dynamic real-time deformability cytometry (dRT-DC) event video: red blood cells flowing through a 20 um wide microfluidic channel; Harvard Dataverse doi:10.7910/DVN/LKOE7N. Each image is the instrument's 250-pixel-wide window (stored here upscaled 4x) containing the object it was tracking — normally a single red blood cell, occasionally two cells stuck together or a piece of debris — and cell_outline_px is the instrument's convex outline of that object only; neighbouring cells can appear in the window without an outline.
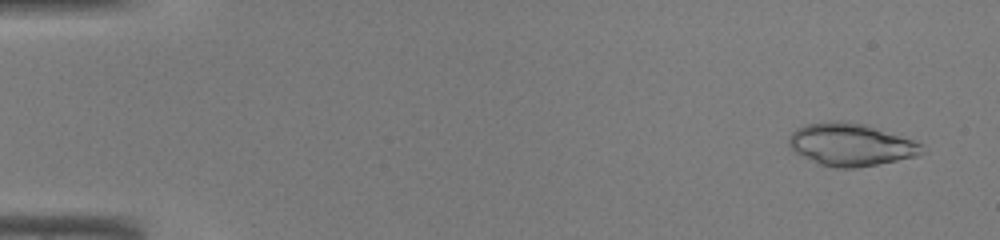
{"species": "common noctule bat (a hibernating species)", "species_latin": "Nyctalus noctula", "temperature_condition": "warm", "stored_images_in_passage": 46, "camera_frame_rate_fps": 3000, "um_per_image_px": 0.085, "animal": {"sex": "male", "body_mass_g": 19.0, "forearm_length_mm": 50.8}, "frame": {"image": 1, "passage_image": 3, "time_ms": 0.667, "image_size_px": [1000, 240], "cell_outline_px": [[924, 152], [916, 156], [856, 168], [836, 168], [820, 164], [796, 152], [788, 144], [788, 136], [796, 128], [808, 124], [836, 120], [864, 124], [924, 144]], "centroid_in_image_um": [72.31, 12.29], "position_along_channel_um": 12.7, "area_um2": 32.54}}
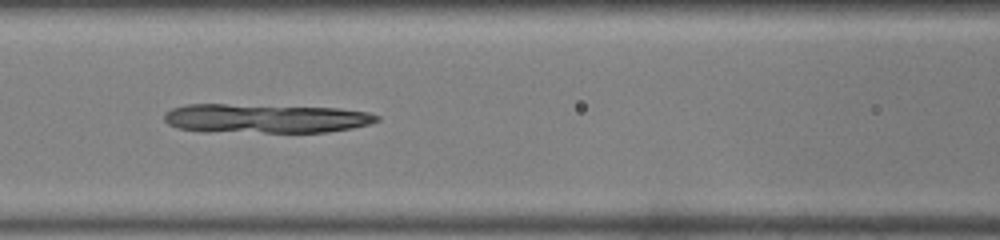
{"frame": {"image": 2, "passage_image": 21, "time_ms": 6.667, "image_size_px": [1000, 240], "cell_outline_px": [[380, 120], [368, 124], [352, 128], [328, 132], [204, 132], [180, 128], [168, 124], [164, 120], [164, 112], [172, 108], [188, 104], [224, 104], [340, 108], [368, 112], [380, 116]], "centroid_in_image_um": [22.55, 10.07], "position_along_channel_um": 144.1, "area_um2": 36.3}}
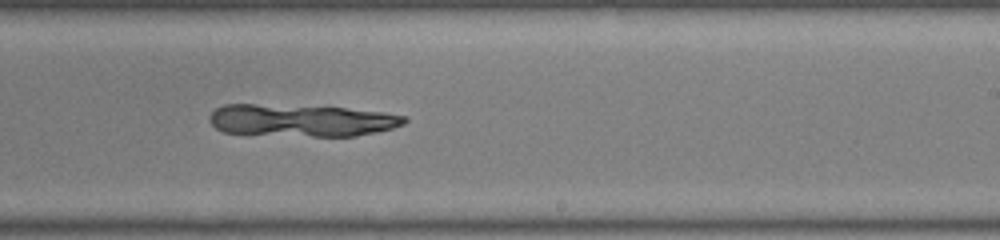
{"frame": {"image": 3, "passage_image": 29, "time_ms": 9.333, "image_size_px": [1000, 240], "cell_outline_px": [[408, 120], [404, 124], [392, 128], [376, 132], [356, 136], [312, 136], [224, 132], [216, 128], [208, 120], [208, 116], [216, 108], [224, 104], [256, 104], [344, 108], [384, 112], [408, 116]], "centroid_in_image_um": [25.64, 10.23], "position_along_channel_um": 263.4, "area_um2": 36.36}}